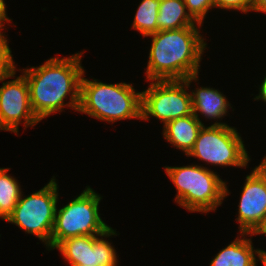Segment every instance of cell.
<instances>
[{
    "mask_svg": "<svg viewBox=\"0 0 266 266\" xmlns=\"http://www.w3.org/2000/svg\"><path fill=\"white\" fill-rule=\"evenodd\" d=\"M83 52L69 57H50L38 67L19 69L27 79L32 110L41 121L52 113L71 107L78 111L80 105ZM70 95V101L64 99Z\"/></svg>",
    "mask_w": 266,
    "mask_h": 266,
    "instance_id": "cell-1",
    "label": "cell"
},
{
    "mask_svg": "<svg viewBox=\"0 0 266 266\" xmlns=\"http://www.w3.org/2000/svg\"><path fill=\"white\" fill-rule=\"evenodd\" d=\"M198 28L201 26L157 31L149 35L152 44L145 71L147 81L184 80L199 74L207 43Z\"/></svg>",
    "mask_w": 266,
    "mask_h": 266,
    "instance_id": "cell-2",
    "label": "cell"
},
{
    "mask_svg": "<svg viewBox=\"0 0 266 266\" xmlns=\"http://www.w3.org/2000/svg\"><path fill=\"white\" fill-rule=\"evenodd\" d=\"M81 79L78 112L100 121L141 120L142 92H136L132 83L107 84L100 80Z\"/></svg>",
    "mask_w": 266,
    "mask_h": 266,
    "instance_id": "cell-3",
    "label": "cell"
},
{
    "mask_svg": "<svg viewBox=\"0 0 266 266\" xmlns=\"http://www.w3.org/2000/svg\"><path fill=\"white\" fill-rule=\"evenodd\" d=\"M166 175L175 185V202L192 212L216 210L228 196L227 183L216 172L202 165L164 166Z\"/></svg>",
    "mask_w": 266,
    "mask_h": 266,
    "instance_id": "cell-4",
    "label": "cell"
},
{
    "mask_svg": "<svg viewBox=\"0 0 266 266\" xmlns=\"http://www.w3.org/2000/svg\"><path fill=\"white\" fill-rule=\"evenodd\" d=\"M102 199L90 186L60 209L56 208L51 234V250L65 239L81 235H101L111 227L99 214Z\"/></svg>",
    "mask_w": 266,
    "mask_h": 266,
    "instance_id": "cell-5",
    "label": "cell"
},
{
    "mask_svg": "<svg viewBox=\"0 0 266 266\" xmlns=\"http://www.w3.org/2000/svg\"><path fill=\"white\" fill-rule=\"evenodd\" d=\"M186 156L198 158L208 165L238 168H246L251 159L236 128L220 121L201 128Z\"/></svg>",
    "mask_w": 266,
    "mask_h": 266,
    "instance_id": "cell-6",
    "label": "cell"
},
{
    "mask_svg": "<svg viewBox=\"0 0 266 266\" xmlns=\"http://www.w3.org/2000/svg\"><path fill=\"white\" fill-rule=\"evenodd\" d=\"M53 176L42 189L28 195L21 194L7 222L17 225L26 233L38 237L51 250V234L58 203V184Z\"/></svg>",
    "mask_w": 266,
    "mask_h": 266,
    "instance_id": "cell-7",
    "label": "cell"
},
{
    "mask_svg": "<svg viewBox=\"0 0 266 266\" xmlns=\"http://www.w3.org/2000/svg\"><path fill=\"white\" fill-rule=\"evenodd\" d=\"M199 75L184 80H150V85L142 92L141 120L154 117L163 126L180 117L193 114L190 85L197 82ZM188 90V91H187Z\"/></svg>",
    "mask_w": 266,
    "mask_h": 266,
    "instance_id": "cell-8",
    "label": "cell"
},
{
    "mask_svg": "<svg viewBox=\"0 0 266 266\" xmlns=\"http://www.w3.org/2000/svg\"><path fill=\"white\" fill-rule=\"evenodd\" d=\"M117 236L112 227L101 235H81L61 241L58 249L70 266H117V252L111 242L104 239ZM101 237V238H100Z\"/></svg>",
    "mask_w": 266,
    "mask_h": 266,
    "instance_id": "cell-9",
    "label": "cell"
},
{
    "mask_svg": "<svg viewBox=\"0 0 266 266\" xmlns=\"http://www.w3.org/2000/svg\"><path fill=\"white\" fill-rule=\"evenodd\" d=\"M245 178L235 220L240 233L255 235L266 220V156Z\"/></svg>",
    "mask_w": 266,
    "mask_h": 266,
    "instance_id": "cell-10",
    "label": "cell"
},
{
    "mask_svg": "<svg viewBox=\"0 0 266 266\" xmlns=\"http://www.w3.org/2000/svg\"><path fill=\"white\" fill-rule=\"evenodd\" d=\"M21 122L24 128L34 127L40 122L32 110L29 87L23 74L3 82L0 87V130L17 135Z\"/></svg>",
    "mask_w": 266,
    "mask_h": 266,
    "instance_id": "cell-11",
    "label": "cell"
},
{
    "mask_svg": "<svg viewBox=\"0 0 266 266\" xmlns=\"http://www.w3.org/2000/svg\"><path fill=\"white\" fill-rule=\"evenodd\" d=\"M239 236L228 246L221 249L210 261V266H257L259 249H255L250 233H240Z\"/></svg>",
    "mask_w": 266,
    "mask_h": 266,
    "instance_id": "cell-12",
    "label": "cell"
},
{
    "mask_svg": "<svg viewBox=\"0 0 266 266\" xmlns=\"http://www.w3.org/2000/svg\"><path fill=\"white\" fill-rule=\"evenodd\" d=\"M204 126L194 114L174 119L163 126V136L172 146L187 155L193 148L201 128Z\"/></svg>",
    "mask_w": 266,
    "mask_h": 266,
    "instance_id": "cell-13",
    "label": "cell"
},
{
    "mask_svg": "<svg viewBox=\"0 0 266 266\" xmlns=\"http://www.w3.org/2000/svg\"><path fill=\"white\" fill-rule=\"evenodd\" d=\"M191 101L193 114L199 121L200 112L205 118L211 120H222L229 112L228 109L232 108L226 96L218 89L210 87H198L191 91ZM229 107V108H228Z\"/></svg>",
    "mask_w": 266,
    "mask_h": 266,
    "instance_id": "cell-14",
    "label": "cell"
},
{
    "mask_svg": "<svg viewBox=\"0 0 266 266\" xmlns=\"http://www.w3.org/2000/svg\"><path fill=\"white\" fill-rule=\"evenodd\" d=\"M156 20L158 31L203 26L191 17L184 0H160L159 14Z\"/></svg>",
    "mask_w": 266,
    "mask_h": 266,
    "instance_id": "cell-15",
    "label": "cell"
},
{
    "mask_svg": "<svg viewBox=\"0 0 266 266\" xmlns=\"http://www.w3.org/2000/svg\"><path fill=\"white\" fill-rule=\"evenodd\" d=\"M9 169L0 168V218L5 221L13 213L23 193L19 181L7 174Z\"/></svg>",
    "mask_w": 266,
    "mask_h": 266,
    "instance_id": "cell-16",
    "label": "cell"
},
{
    "mask_svg": "<svg viewBox=\"0 0 266 266\" xmlns=\"http://www.w3.org/2000/svg\"><path fill=\"white\" fill-rule=\"evenodd\" d=\"M159 6L160 0H142L135 13L132 29L140 32L143 37L156 33Z\"/></svg>",
    "mask_w": 266,
    "mask_h": 266,
    "instance_id": "cell-17",
    "label": "cell"
},
{
    "mask_svg": "<svg viewBox=\"0 0 266 266\" xmlns=\"http://www.w3.org/2000/svg\"><path fill=\"white\" fill-rule=\"evenodd\" d=\"M0 31V82L16 77V66L9 48L7 35ZM6 37V38H5Z\"/></svg>",
    "mask_w": 266,
    "mask_h": 266,
    "instance_id": "cell-18",
    "label": "cell"
},
{
    "mask_svg": "<svg viewBox=\"0 0 266 266\" xmlns=\"http://www.w3.org/2000/svg\"><path fill=\"white\" fill-rule=\"evenodd\" d=\"M184 3L191 17L201 25L209 10L215 8L214 0H184Z\"/></svg>",
    "mask_w": 266,
    "mask_h": 266,
    "instance_id": "cell-19",
    "label": "cell"
},
{
    "mask_svg": "<svg viewBox=\"0 0 266 266\" xmlns=\"http://www.w3.org/2000/svg\"><path fill=\"white\" fill-rule=\"evenodd\" d=\"M254 0H214L215 8L237 10L243 13L252 11Z\"/></svg>",
    "mask_w": 266,
    "mask_h": 266,
    "instance_id": "cell-20",
    "label": "cell"
},
{
    "mask_svg": "<svg viewBox=\"0 0 266 266\" xmlns=\"http://www.w3.org/2000/svg\"><path fill=\"white\" fill-rule=\"evenodd\" d=\"M6 3L4 0H0V24L4 25L5 22H11V19L7 16V13H6ZM5 21V22H4Z\"/></svg>",
    "mask_w": 266,
    "mask_h": 266,
    "instance_id": "cell-21",
    "label": "cell"
},
{
    "mask_svg": "<svg viewBox=\"0 0 266 266\" xmlns=\"http://www.w3.org/2000/svg\"><path fill=\"white\" fill-rule=\"evenodd\" d=\"M259 94H257V96L254 97V100H262L265 102L266 104V75L261 83V85L259 86Z\"/></svg>",
    "mask_w": 266,
    "mask_h": 266,
    "instance_id": "cell-22",
    "label": "cell"
},
{
    "mask_svg": "<svg viewBox=\"0 0 266 266\" xmlns=\"http://www.w3.org/2000/svg\"><path fill=\"white\" fill-rule=\"evenodd\" d=\"M252 11L266 13V0H254Z\"/></svg>",
    "mask_w": 266,
    "mask_h": 266,
    "instance_id": "cell-23",
    "label": "cell"
},
{
    "mask_svg": "<svg viewBox=\"0 0 266 266\" xmlns=\"http://www.w3.org/2000/svg\"><path fill=\"white\" fill-rule=\"evenodd\" d=\"M257 257H258L257 261H260L263 264V266H266V251L259 249Z\"/></svg>",
    "mask_w": 266,
    "mask_h": 266,
    "instance_id": "cell-24",
    "label": "cell"
},
{
    "mask_svg": "<svg viewBox=\"0 0 266 266\" xmlns=\"http://www.w3.org/2000/svg\"><path fill=\"white\" fill-rule=\"evenodd\" d=\"M259 234L266 235V220H265L264 224L262 225L261 229L255 235H259Z\"/></svg>",
    "mask_w": 266,
    "mask_h": 266,
    "instance_id": "cell-25",
    "label": "cell"
},
{
    "mask_svg": "<svg viewBox=\"0 0 266 266\" xmlns=\"http://www.w3.org/2000/svg\"><path fill=\"white\" fill-rule=\"evenodd\" d=\"M3 29H5V27H4L3 25L0 24V31H1V30L3 31Z\"/></svg>",
    "mask_w": 266,
    "mask_h": 266,
    "instance_id": "cell-26",
    "label": "cell"
}]
</instances>
